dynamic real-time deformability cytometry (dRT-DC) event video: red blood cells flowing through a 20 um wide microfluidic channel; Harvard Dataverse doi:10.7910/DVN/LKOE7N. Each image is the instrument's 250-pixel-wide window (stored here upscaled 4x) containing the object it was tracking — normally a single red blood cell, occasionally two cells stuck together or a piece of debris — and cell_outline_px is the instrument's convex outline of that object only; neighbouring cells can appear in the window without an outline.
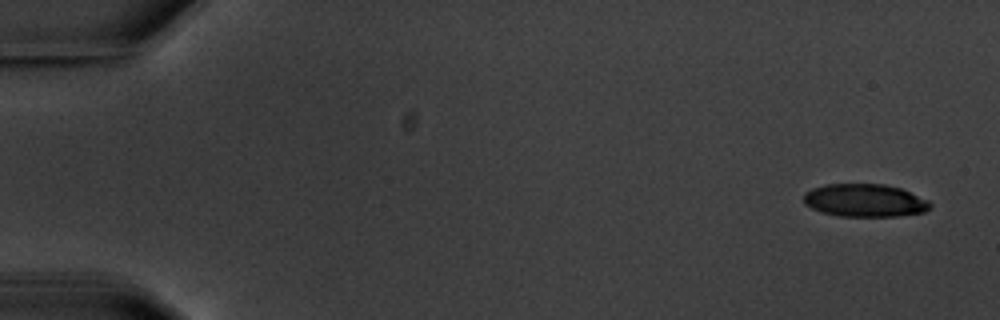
{"species": "common noctule bat (a hibernating species)", "species_latin": "Nyctalus noctula", "temperature_condition": "warm", "stored_images_in_passage": 8, "camera_frame_rate_fps": 3000, "um_per_image_px": 0.085, "animal": {"sex": "male", "body_mass_g": 20.1, "forearm_length_mm": 53.5}, "frame": {"image": 1, "passage_image": 1, "time_ms": 0.0, "image_size_px": [1000, 320], "cell_outline_px": [[932, 208], [924, 212], [896, 216], [840, 216], [820, 212], [804, 204], [804, 192], [812, 188], [824, 184], [884, 184], [900, 188], [928, 200], [932, 204]], "centroid_in_image_um": [73.49, 17.03], "position_along_channel_um": 11.5, "area_um2": 24.33}}
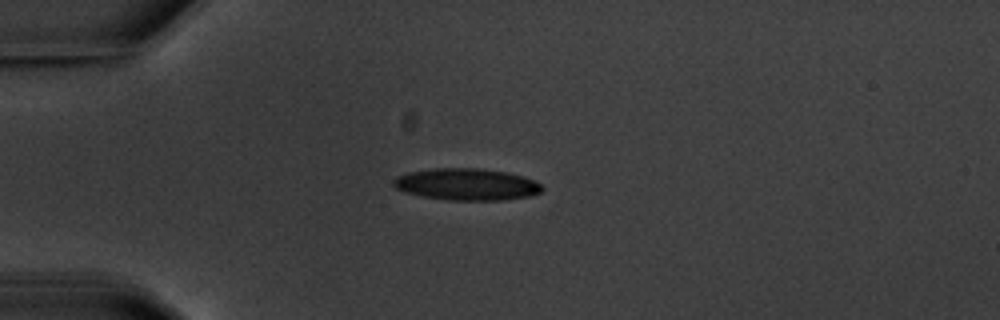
{"frame": {"image": 2, "passage_image": 4, "time_ms": 4.333, "image_size_px": [1000, 320], "cell_outline_px": [[544, 188], [540, 192], [528, 196], [504, 200], [448, 200], [420, 196], [404, 192], [396, 188], [392, 184], [392, 180], [396, 176], [408, 172], [436, 168], [476, 168], [508, 172], [524, 176], [536, 180]], "centroid_in_image_um": [39.65, 15.67], "position_along_channel_um": 45.3, "area_um2": 27.74}}